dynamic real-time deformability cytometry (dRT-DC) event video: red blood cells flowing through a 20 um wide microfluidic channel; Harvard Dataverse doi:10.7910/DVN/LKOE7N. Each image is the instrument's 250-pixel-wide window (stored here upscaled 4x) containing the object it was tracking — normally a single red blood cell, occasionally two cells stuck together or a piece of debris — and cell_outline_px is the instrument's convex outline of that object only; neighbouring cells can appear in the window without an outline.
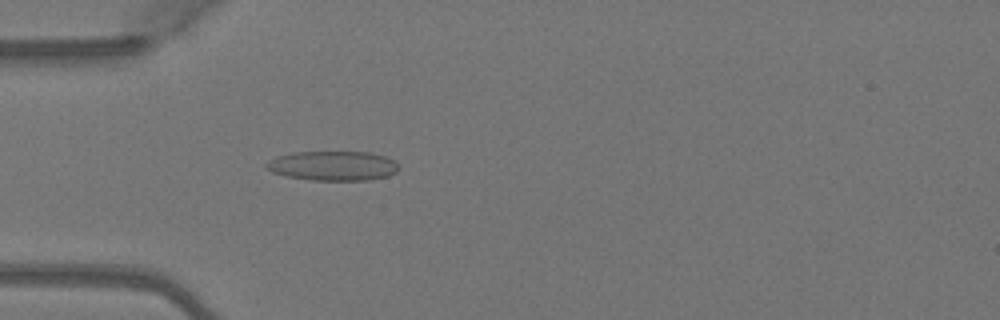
{"species": "Egyptian fruit bat (a non-hibernating species)", "species_latin": "Rousettus aegyptiacus", "temperature_condition": "warm", "stored_images_in_passage": 5, "camera_frame_rate_fps": 3000, "um_per_image_px": 0.085, "animal": {"sex": "female"}, "frame": {"image": 1, "passage_image": 5, "time_ms": 1.333, "image_size_px": [1000, 320], "cell_outline_px": [[400, 168], [396, 172], [388, 176], [368, 180], [312, 180], [288, 176], [272, 172], [264, 164], [268, 160], [276, 156], [292, 152], [372, 152], [396, 160]], "centroid_in_image_um": [28.33, 14.08], "position_along_channel_um": 56.7, "area_um2": 22.95}}